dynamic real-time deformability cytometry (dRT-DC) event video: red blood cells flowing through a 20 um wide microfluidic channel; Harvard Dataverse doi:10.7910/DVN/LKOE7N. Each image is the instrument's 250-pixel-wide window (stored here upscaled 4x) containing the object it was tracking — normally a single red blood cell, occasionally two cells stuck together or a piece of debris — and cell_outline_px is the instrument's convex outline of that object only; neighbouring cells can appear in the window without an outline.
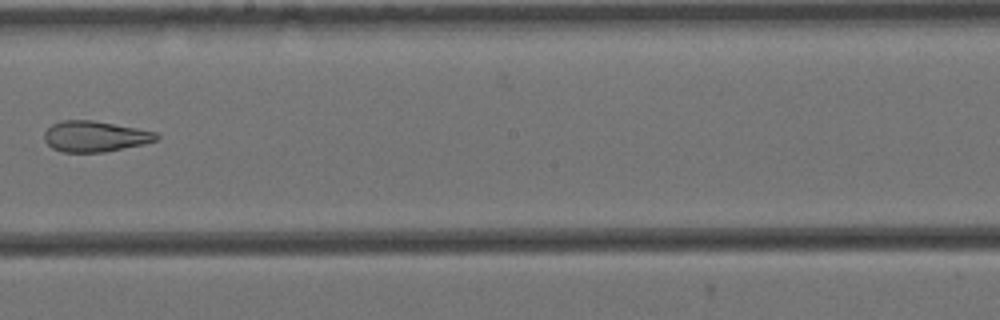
{"species": "Egyptian fruit bat (a non-hibernating species)", "species_latin": "Rousettus aegyptiacus", "temperature_condition": "cold", "stored_images_in_passage": 15, "camera_frame_rate_fps": 3000, "um_per_image_px": 0.085, "animal": {"sex": "female"}, "frame": {"image": 1, "passage_image": 9, "time_ms": 2.667, "image_size_px": [1000, 320], "cell_outline_px": [[160, 136], [156, 140], [144, 144], [104, 152], [64, 152], [52, 148], [44, 140], [44, 132], [52, 124], [60, 120], [92, 120], [136, 128], [156, 132]], "centroid_in_image_um": [8.05, 11.59], "position_along_channel_um": 240.1, "area_um2": 20.06}}
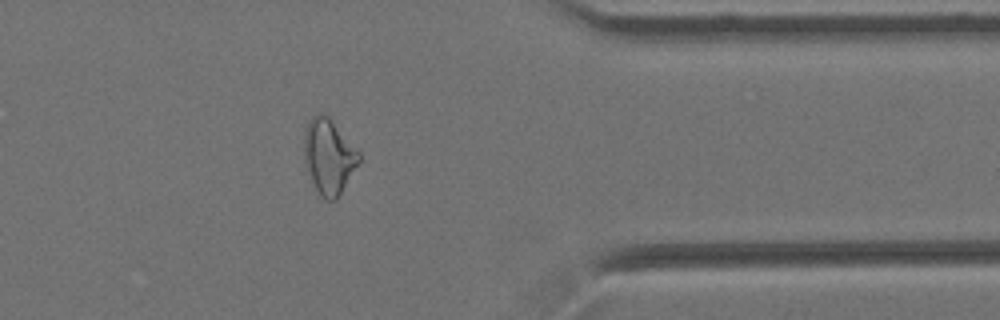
{"frame": {"image": 2, "passage_image": 13, "time_ms": 4.0, "image_size_px": [1000, 320], "cell_outline_px": [[360, 160], [336, 200], [328, 200], [320, 196], [304, 164], [304, 132], [308, 120], [316, 112], [324, 112], [328, 116], [360, 152]], "centroid_in_image_um": [27.92, 13.25], "position_along_channel_um": 383.5, "area_um2": 23.93}}